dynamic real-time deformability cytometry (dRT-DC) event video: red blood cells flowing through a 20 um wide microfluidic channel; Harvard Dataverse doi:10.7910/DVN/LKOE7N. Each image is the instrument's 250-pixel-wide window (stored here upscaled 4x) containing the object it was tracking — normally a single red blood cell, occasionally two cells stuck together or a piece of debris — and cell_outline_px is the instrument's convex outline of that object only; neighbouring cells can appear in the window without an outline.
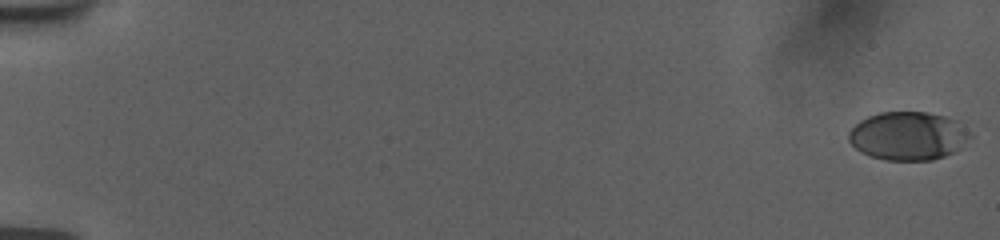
{"species": "human", "species_latin": "Homo sapiens", "temperature_condition": "room temperature", "stored_images_in_passage": 14, "camera_frame_rate_fps": 3000, "um_per_image_px": 0.085, "donor": {"sex": "female"}, "frame": {"image": 1, "passage_image": 1, "time_ms": 0.0, "image_size_px": [1000, 240], "cell_outline_px": [[972, 136], [960, 148], [944, 156], [932, 160], [884, 160], [868, 156], [860, 152], [848, 140], [848, 132], [860, 120], [868, 116], [880, 112], [928, 112], [944, 116], [956, 120]], "centroid_in_image_um": [77.15, 11.56], "position_along_channel_um": 7.8, "area_um2": 34.22}}
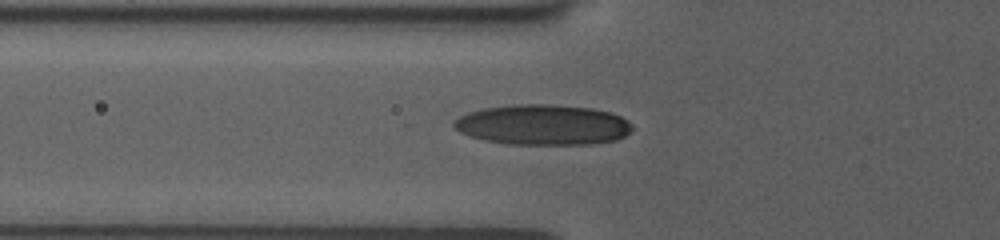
{"frame": {"image": 2, "passage_image": 12, "time_ms": 3.667, "image_size_px": [1000, 240], "cell_outline_px": [[632, 128], [624, 136], [616, 140], [592, 144], [508, 144], [484, 140], [460, 132], [452, 124], [452, 120], [468, 112], [484, 108], [508, 104], [548, 104], [592, 108], [612, 112], [628, 120], [632, 124]], "centroid_in_image_um": [46.14, 10.6], "position_along_channel_um": 79.7, "area_um2": 42.14}}
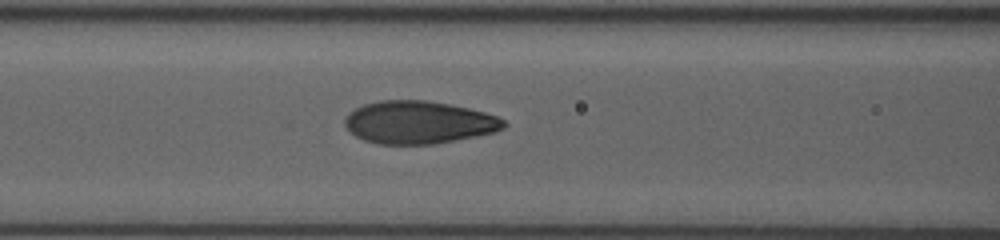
{"frame": {"image": 3, "passage_image": 14, "time_ms": 4.333, "image_size_px": [1000, 240], "cell_outline_px": [[508, 124], [504, 128], [496, 132], [432, 144], [380, 144], [364, 140], [348, 132], [344, 124], [344, 120], [356, 108], [364, 104], [380, 100], [424, 100], [452, 104], [484, 112], [496, 116], [504, 120]], "centroid_in_image_um": [35.59, 10.4], "position_along_channel_um": 131.0, "area_um2": 39.48}}